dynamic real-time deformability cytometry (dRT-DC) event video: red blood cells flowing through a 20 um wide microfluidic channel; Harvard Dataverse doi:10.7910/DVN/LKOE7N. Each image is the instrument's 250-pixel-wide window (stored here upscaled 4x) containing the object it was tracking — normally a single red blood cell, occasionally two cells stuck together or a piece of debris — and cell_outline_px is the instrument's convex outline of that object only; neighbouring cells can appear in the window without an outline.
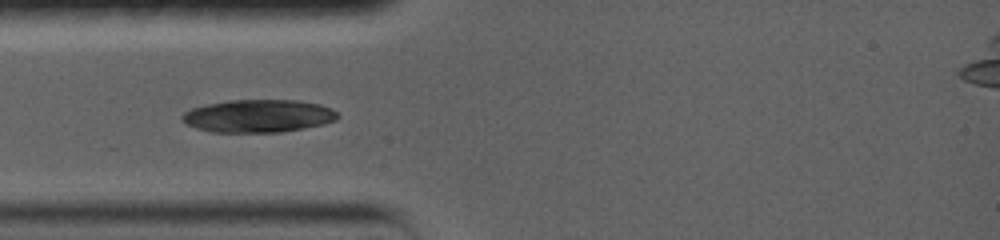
{"species": "common noctule bat (a hibernating species)", "species_latin": "Nyctalus noctula", "temperature_condition": "warm", "stored_images_in_passage": 13, "camera_frame_rate_fps": 5000, "um_per_image_px": 0.085, "animal": {"sex": "female", "body_mass_g": 19.0, "forearm_length_mm": 56.7}, "frame": {"image": 1, "passage_image": 1, "time_ms": 0.0, "image_size_px": [1000, 240], "cell_outline_px": [[336, 120], [324, 124], [280, 132], [208, 132], [196, 128], [188, 124], [184, 120], [184, 112], [192, 108], [212, 104], [236, 100], [292, 100], [316, 104], [328, 108], [336, 112]], "centroid_in_image_um": [21.95, 9.87], "position_along_channel_um": 63.1, "area_um2": 28.96}}
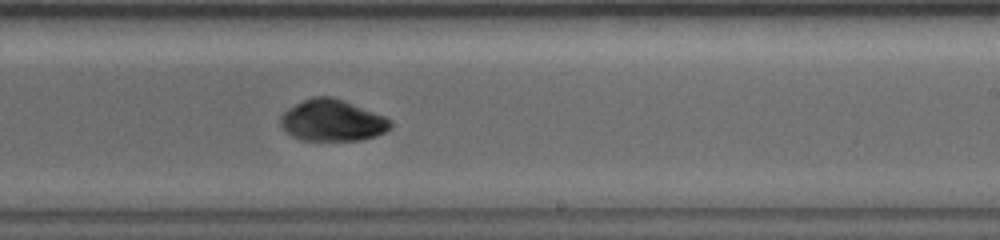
{"frame": {"image": 2, "passage_image": 6, "time_ms": 5.2, "image_size_px": [1000, 240], "cell_outline_px": [[392, 124], [384, 132], [376, 136], [360, 140], [300, 140], [292, 136], [280, 124], [280, 116], [284, 112], [296, 104], [312, 96], [328, 96], [340, 100], [384, 116]], "centroid_in_image_um": [28.21, 10.25], "position_along_channel_um": 260.8, "area_um2": 25.95}}
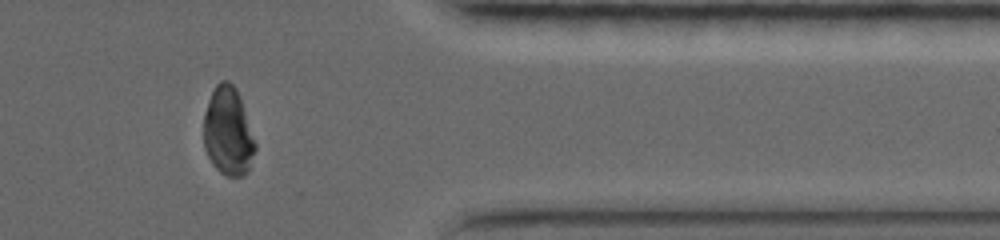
{"frame": {"image": 3, "passage_image": 13, "time_ms": 9.0, "image_size_px": [1000, 240], "cell_outline_px": [[256, 148], [248, 172], [244, 176], [228, 176], [220, 172], [212, 164], [204, 148], [204, 112], [208, 100], [216, 84], [220, 80], [228, 80], [236, 88], [256, 144]], "centroid_in_image_um": [19.38, 11.19], "position_along_channel_um": 392.0, "area_um2": 26.41}}